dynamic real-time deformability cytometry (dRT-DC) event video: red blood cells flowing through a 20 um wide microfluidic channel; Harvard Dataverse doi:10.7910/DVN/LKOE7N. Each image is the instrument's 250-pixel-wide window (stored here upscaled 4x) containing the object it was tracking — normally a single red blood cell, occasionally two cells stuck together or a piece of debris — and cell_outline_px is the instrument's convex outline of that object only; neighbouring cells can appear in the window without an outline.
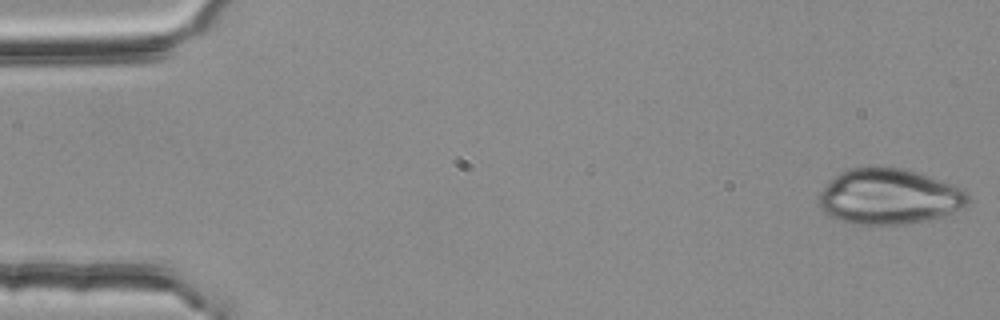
{"species": "common noctule bat (a hibernating species)", "species_latin": "Nyctalus noctula", "temperature_condition": "room temperature", "stored_images_in_passage": 53, "camera_frame_rate_fps": 3000, "um_per_image_px": 0.085, "animal": {"sex": "female", "body_mass_g": 25.1}, "frame": {"image": 1, "passage_image": 1, "time_ms": 0.0, "image_size_px": [1000, 320], "cell_outline_px": [[968, 204], [964, 208], [940, 216], [924, 220], [900, 224], [852, 224], [836, 220], [824, 212], [820, 204], [820, 192], [840, 172], [848, 168], [900, 168], [916, 172], [964, 188], [968, 192]], "centroid_in_image_um": [75.58, 16.72], "position_along_channel_um": 9.4, "area_um2": 47.69}}
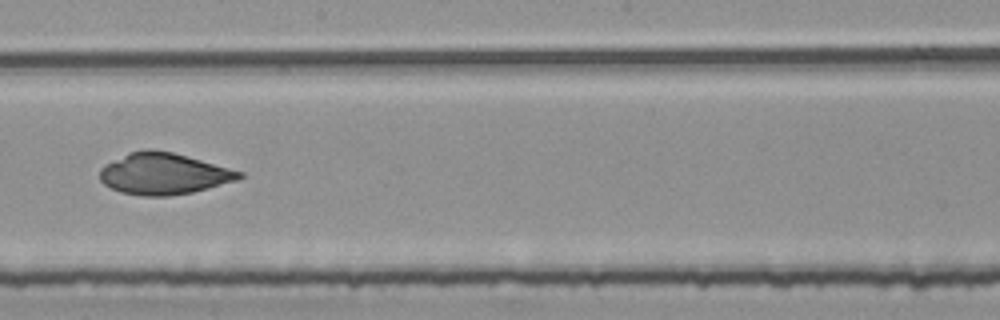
{"frame": {"image": 2, "passage_image": 30, "time_ms": 9.667, "image_size_px": [1000, 320], "cell_outline_px": [[244, 176], [236, 180], [192, 192], [168, 196], [144, 196], [120, 192], [104, 184], [100, 180], [100, 168], [104, 164], [128, 152], [172, 152], [244, 172]], "centroid_in_image_um": [13.89, 14.8], "position_along_channel_um": 234.3, "area_um2": 32.89}}
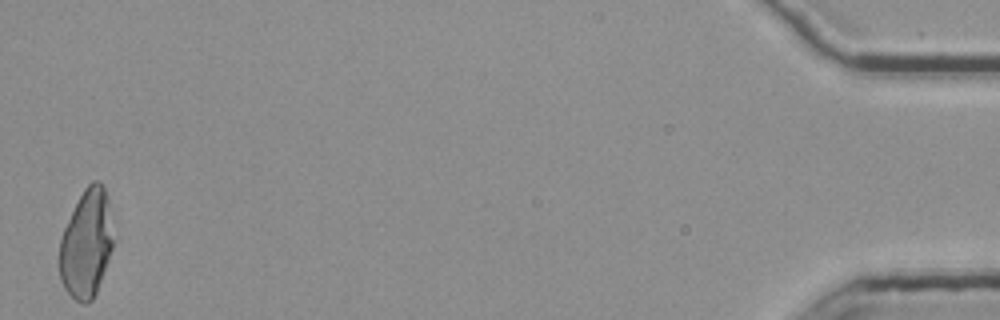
{"frame": {"image": 3, "passage_image": 53, "time_ms": 17.333, "image_size_px": [1000, 320], "cell_outline_px": [[116, 240], [96, 292], [92, 300], [88, 304], [84, 304], [76, 300], [64, 288], [60, 280], [60, 240], [64, 228], [84, 188], [92, 180], [100, 180], [104, 188], [108, 200]], "centroid_in_image_um": [7.38, 20.7], "position_along_channel_um": 427.8, "area_um2": 34.16}}